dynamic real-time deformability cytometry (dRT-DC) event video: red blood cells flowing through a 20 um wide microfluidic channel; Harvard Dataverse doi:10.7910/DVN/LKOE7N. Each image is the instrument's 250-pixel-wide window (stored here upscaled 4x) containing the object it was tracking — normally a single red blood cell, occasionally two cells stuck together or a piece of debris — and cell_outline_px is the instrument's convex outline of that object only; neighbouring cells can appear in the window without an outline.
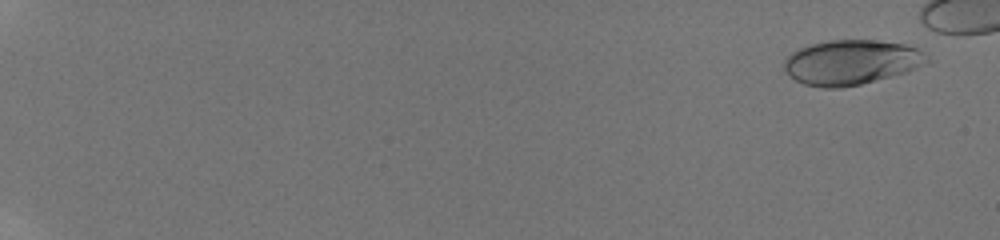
{"species": "human", "species_latin": "Homo sapiens", "temperature_condition": "room temperature", "stored_images_in_passage": 23, "camera_frame_rate_fps": 3000, "um_per_image_px": 0.085, "donor": {"sex": "male"}, "frame": {"image": 1, "passage_image": 3, "time_ms": 0.667, "image_size_px": [1000, 240], "cell_outline_px": [[928, 60], [904, 72], [860, 84], [840, 88], [824, 88], [804, 84], [796, 80], [784, 72], [784, 60], [792, 52], [808, 44], [828, 40], [880, 40], [904, 44], [920, 48], [928, 56]], "centroid_in_image_um": [72.3, 5.28], "position_along_channel_um": 12.7, "area_um2": 37.11}}
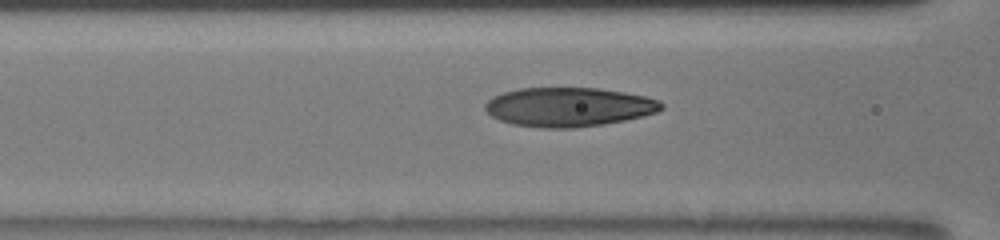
{"frame": {"image": 2, "passage_image": 20, "time_ms": 8.667, "image_size_px": [1000, 240], "cell_outline_px": [[664, 108], [656, 112], [644, 116], [604, 124], [572, 128], [544, 128], [512, 124], [500, 120], [492, 116], [484, 108], [484, 104], [492, 96], [504, 92], [520, 88], [600, 88], [624, 92], [644, 96], [660, 100], [664, 104]], "centroid_in_image_um": [48.35, 9.09], "position_along_channel_um": 118.3, "area_um2": 40.29}}
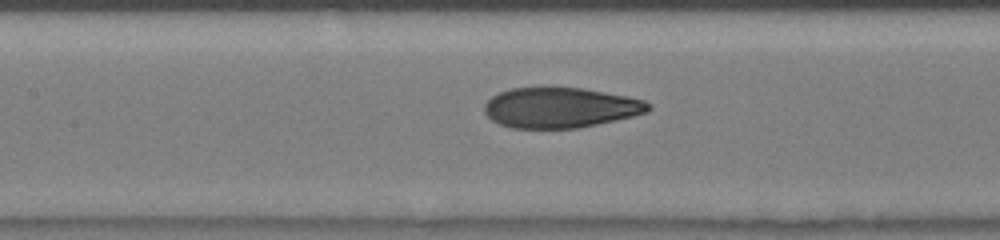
{"frame": {"image": 3, "passage_image": 22, "time_ms": 9.667, "image_size_px": [1000, 240], "cell_outline_px": [[652, 108], [648, 112], [632, 116], [596, 124], [576, 128], [512, 128], [500, 124], [492, 120], [484, 112], [484, 104], [492, 96], [500, 92], [512, 88], [584, 88], [644, 100], [652, 104]], "centroid_in_image_um": [47.62, 9.15], "position_along_channel_um": 159.8, "area_um2": 38.21}}